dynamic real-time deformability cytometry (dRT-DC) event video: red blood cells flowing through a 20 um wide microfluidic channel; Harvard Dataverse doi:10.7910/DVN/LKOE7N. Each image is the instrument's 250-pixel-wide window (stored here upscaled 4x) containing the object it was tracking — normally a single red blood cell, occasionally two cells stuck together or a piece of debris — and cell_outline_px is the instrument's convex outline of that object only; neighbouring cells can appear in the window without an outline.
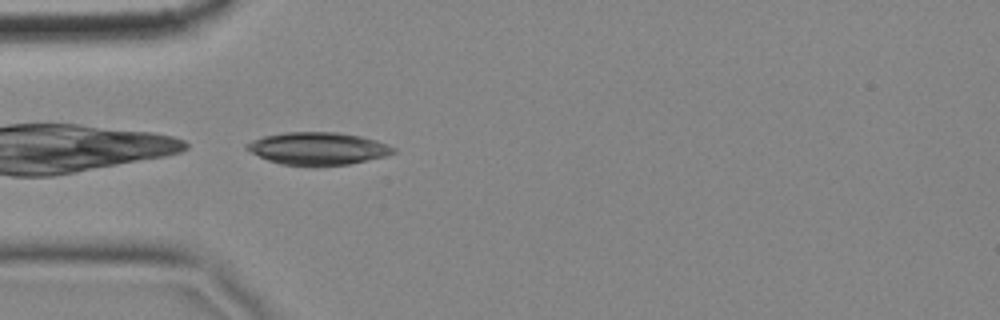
{"species": "common noctule bat (a hibernating species)", "species_latin": "Nyctalus noctula", "temperature_condition": "cold", "stored_images_in_passage": 4, "camera_frame_rate_fps": 3000, "um_per_image_px": 0.085, "animal": {"sex": "female", "body_mass_g": 18.4}, "frame": {"image": 1, "passage_image": 4, "time_ms": 1.0, "image_size_px": [1000, 320], "cell_outline_px": [[396, 152], [384, 156], [348, 164], [316, 168], [280, 164], [268, 160], [244, 148], [244, 144], [252, 140], [264, 136], [284, 132], [336, 132], [360, 136], [376, 140], [388, 144], [396, 148]], "centroid_in_image_um": [27.0, 12.64], "position_along_channel_um": 58.0, "area_um2": 28.21}}